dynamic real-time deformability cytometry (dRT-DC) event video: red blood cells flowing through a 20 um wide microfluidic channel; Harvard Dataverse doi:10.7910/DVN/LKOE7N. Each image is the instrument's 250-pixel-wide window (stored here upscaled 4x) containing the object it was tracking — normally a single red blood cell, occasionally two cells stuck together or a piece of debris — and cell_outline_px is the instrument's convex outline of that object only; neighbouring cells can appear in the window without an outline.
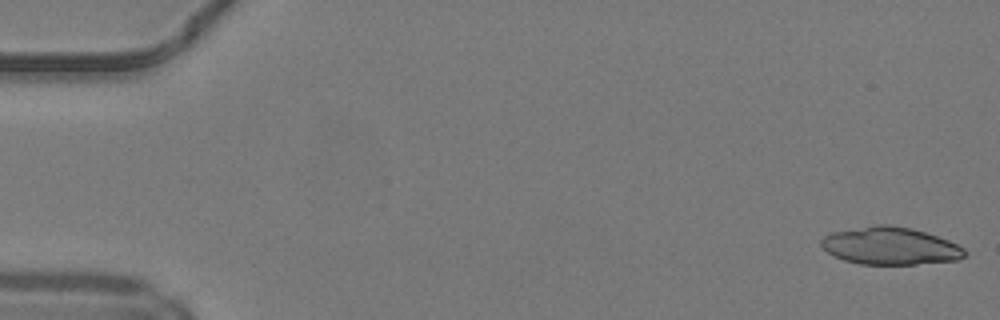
{"species": "common noctule bat (a hibernating species)", "species_latin": "Nyctalus noctula", "temperature_condition": "warm", "stored_images_in_passage": 48, "camera_frame_rate_fps": 3000, "um_per_image_px": 0.085, "animal": {"sex": "male", "body_mass_g": 19.2, "forearm_length_mm": 51.8}, "frame": {"image": 1, "passage_image": 1, "time_ms": 0.0, "image_size_px": [1000, 320], "cell_outline_px": [[968, 256], [956, 260], [916, 264], [860, 264], [844, 260], [832, 256], [820, 244], [820, 240], [824, 236], [832, 232], [876, 224], [888, 224], [912, 228], [948, 240], [964, 248], [968, 252]], "centroid_in_image_um": [75.67, 20.9], "position_along_channel_um": 9.3, "area_um2": 31.44}}
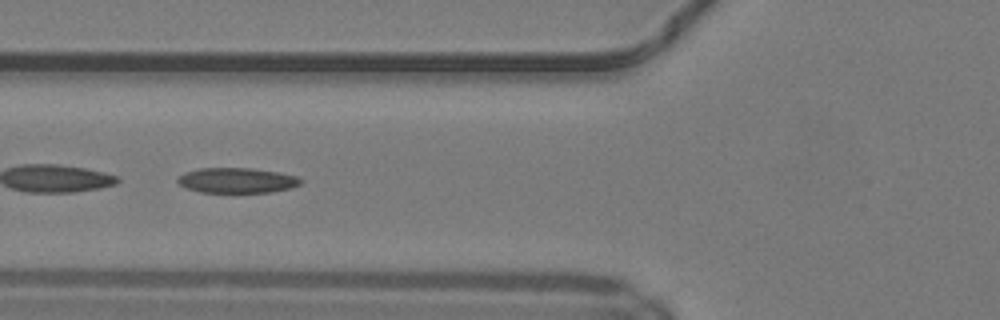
{"frame": {"image": 2, "passage_image": 19, "time_ms": 6.0, "image_size_px": [1000, 320], "cell_outline_px": [[304, 180], [300, 184], [292, 188], [272, 192], [200, 192], [184, 188], [176, 180], [184, 172], [200, 168], [252, 168], [276, 172], [296, 176]], "centroid_in_image_um": [20.13, 15.33], "position_along_channel_um": 105.7, "area_um2": 18.09}}
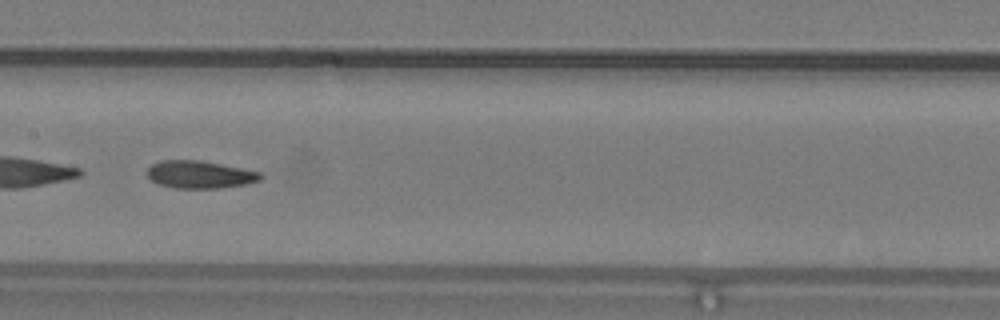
{"frame": {"image": 3, "passage_image": 25, "time_ms": 8.0, "image_size_px": [1000, 320], "cell_outline_px": [[264, 176], [260, 180], [244, 184], [220, 188], [176, 188], [160, 184], [152, 180], [148, 176], [148, 168], [152, 164], [160, 160], [200, 160], [260, 172]], "centroid_in_image_um": [16.98, 14.83], "position_along_channel_um": 190.4, "area_um2": 17.98}, "authors_computed_cell_mechanics": {"area_um2": 19.1896, "velocity_mm_per_s": 4.2255, "shape_relaxation_time_tau1_ms": null, "shape_relaxation_time_tau2_ms": 4.0837, "deformation_change_tau1": null, "deformation_change_tau2": 0.1439}}